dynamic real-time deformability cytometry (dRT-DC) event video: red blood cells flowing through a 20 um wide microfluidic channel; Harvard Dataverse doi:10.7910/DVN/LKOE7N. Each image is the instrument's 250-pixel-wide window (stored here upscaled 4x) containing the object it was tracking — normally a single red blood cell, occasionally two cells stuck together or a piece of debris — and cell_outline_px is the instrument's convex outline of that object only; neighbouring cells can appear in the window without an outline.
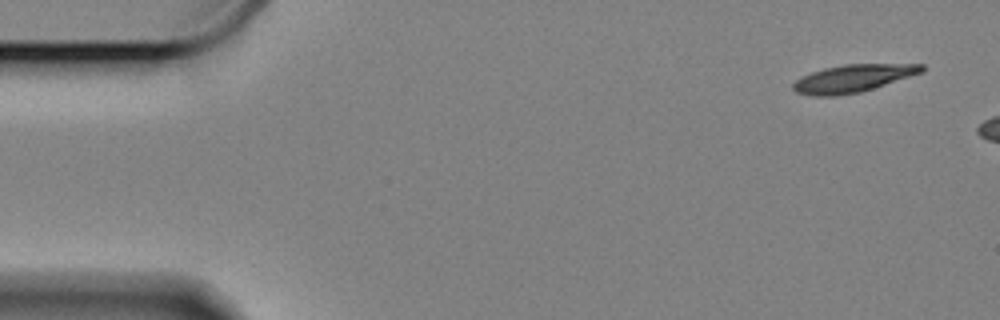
{"species": "Egyptian fruit bat (a non-hibernating species)", "species_latin": "Rousettus aegyptiacus", "temperature_condition": "cold", "stored_images_in_passage": 7, "camera_frame_rate_fps": 3000, "um_per_image_px": 0.085, "animal": {"sex": "female"}, "frame": {"image": 1, "passage_image": 1, "time_ms": 0.0, "image_size_px": [1000, 320], "cell_outline_px": [[924, 72], [860, 92], [836, 96], [812, 96], [796, 92], [792, 88], [792, 84], [800, 76], [824, 68], [844, 64], [924, 64]], "centroid_in_image_um": [72.47, 6.66], "position_along_channel_um": 12.5, "area_um2": 20.69}}